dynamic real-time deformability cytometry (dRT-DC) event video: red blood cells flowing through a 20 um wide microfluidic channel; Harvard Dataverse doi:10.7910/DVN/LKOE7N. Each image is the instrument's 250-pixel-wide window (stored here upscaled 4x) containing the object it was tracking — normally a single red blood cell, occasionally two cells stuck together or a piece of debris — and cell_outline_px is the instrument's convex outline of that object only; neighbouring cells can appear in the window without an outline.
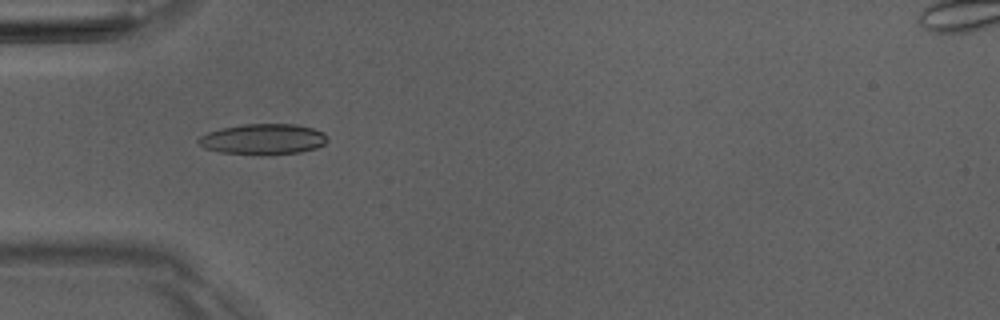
{"species": "Egyptian fruit bat (a non-hibernating species)", "species_latin": "Rousettus aegyptiacus", "temperature_condition": "room temperature", "stored_images_in_passage": 8, "camera_frame_rate_fps": 3000, "um_per_image_px": 0.085, "animal": {"sex": "male"}, "frame": {"image": 1, "passage_image": 5, "time_ms": 4.667, "image_size_px": [1000, 320], "cell_outline_px": [[328, 140], [324, 144], [316, 148], [300, 152], [260, 156], [220, 152], [204, 148], [196, 140], [200, 136], [208, 132], [220, 128], [244, 124], [296, 124], [312, 128], [324, 132]], "centroid_in_image_um": [22.36, 11.84], "position_along_channel_um": 62.6, "area_um2": 23.35}}
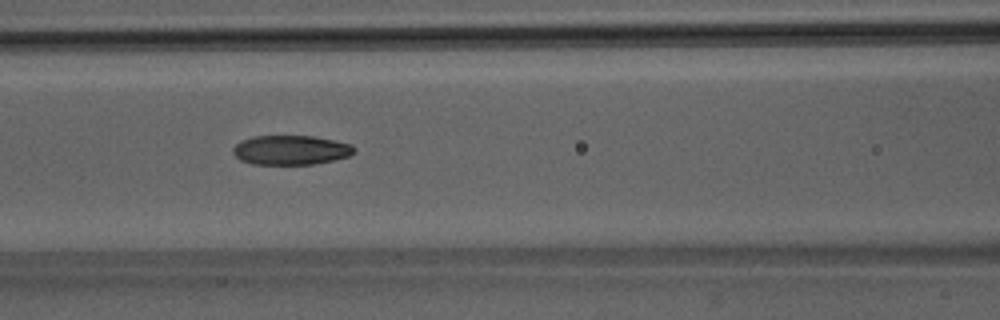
{"frame": {"image": 2, "passage_image": 7, "time_ms": 6.667, "image_size_px": [1000, 320], "cell_outline_px": [[356, 152], [348, 156], [332, 160], [312, 164], [252, 164], [240, 160], [232, 152], [232, 148], [240, 140], [252, 136], [312, 136], [336, 140], [352, 144], [356, 148]], "centroid_in_image_um": [24.71, 12.74], "position_along_channel_um": 141.9, "area_um2": 20.92}}